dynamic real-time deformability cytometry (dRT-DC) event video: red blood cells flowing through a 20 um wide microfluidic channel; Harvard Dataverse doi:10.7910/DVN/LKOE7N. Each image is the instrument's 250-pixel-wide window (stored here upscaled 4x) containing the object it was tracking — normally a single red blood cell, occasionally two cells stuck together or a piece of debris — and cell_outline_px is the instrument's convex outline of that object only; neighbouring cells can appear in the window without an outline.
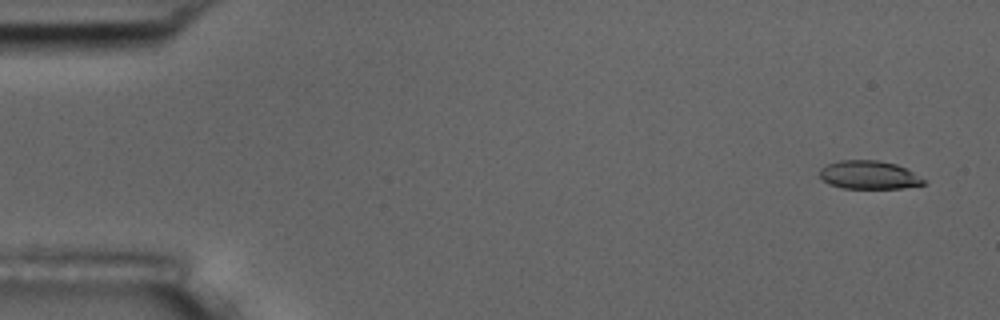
{"species": "common noctule bat (a hibernating species)", "species_latin": "Nyctalus noctula", "temperature_condition": "room temperature", "stored_images_in_passage": 4, "camera_frame_rate_fps": 3000, "um_per_image_px": 0.085, "animal": {"sex": "male", "body_mass_g": 17.5, "forearm_length_mm": 52.3}, "frame": {"image": 1, "passage_image": 1, "time_ms": 0.0, "image_size_px": [1000, 320], "cell_outline_px": [[928, 180], [924, 184], [900, 188], [844, 188], [828, 184], [820, 176], [820, 168], [828, 164], [840, 160], [876, 160], [896, 164]], "centroid_in_image_um": [73.86, 14.87], "position_along_channel_um": 11.1, "area_um2": 17.05}}
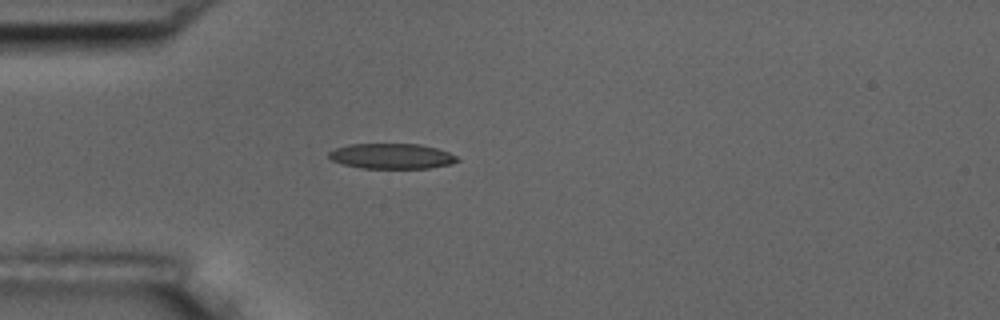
{"frame": {"image": 2, "passage_image": 4, "time_ms": 4.333, "image_size_px": [1000, 320], "cell_outline_px": [[460, 160], [452, 164], [428, 168], [360, 168], [344, 164], [332, 160], [328, 156], [328, 152], [336, 148], [348, 144], [420, 144], [436, 148], [448, 152], [456, 156]], "centroid_in_image_um": [33.3, 13.27], "position_along_channel_um": 51.7, "area_um2": 18.9}}